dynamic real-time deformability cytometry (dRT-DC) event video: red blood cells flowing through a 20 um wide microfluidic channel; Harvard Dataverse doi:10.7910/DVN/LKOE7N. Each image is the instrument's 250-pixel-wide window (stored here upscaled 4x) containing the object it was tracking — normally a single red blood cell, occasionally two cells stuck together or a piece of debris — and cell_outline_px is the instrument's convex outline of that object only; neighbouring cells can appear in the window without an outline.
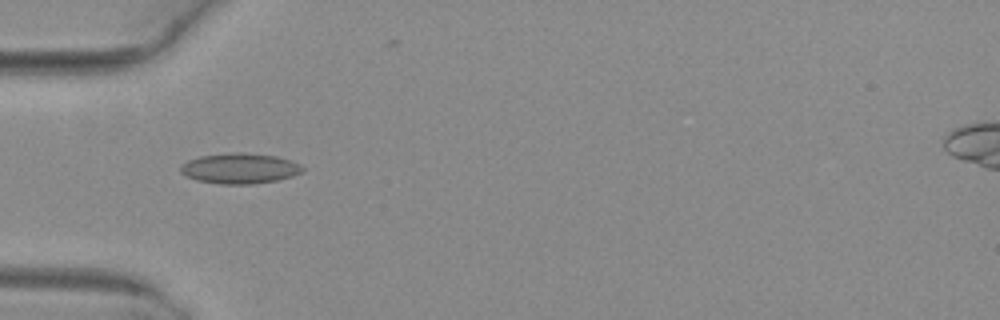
{"species": "common noctule bat (a hibernating species)", "species_latin": "Nyctalus noctula", "temperature_condition": "warm", "stored_images_in_passage": 5, "camera_frame_rate_fps": 3000, "um_per_image_px": 0.085, "animal": {"sex": "female", "body_mass_g": 29.2, "forearm_length_mm": 56.3}, "frame": {"image": 1, "passage_image": 3, "time_ms": 0.667, "image_size_px": [1000, 320], "cell_outline_px": [[304, 172], [292, 176], [276, 180], [252, 184], [220, 184], [196, 180], [180, 172], [180, 164], [188, 160], [200, 156], [232, 152], [240, 152], [276, 156], [300, 164], [304, 168]], "centroid_in_image_um": [20.36, 14.31], "position_along_channel_um": 64.6, "area_um2": 21.62}}
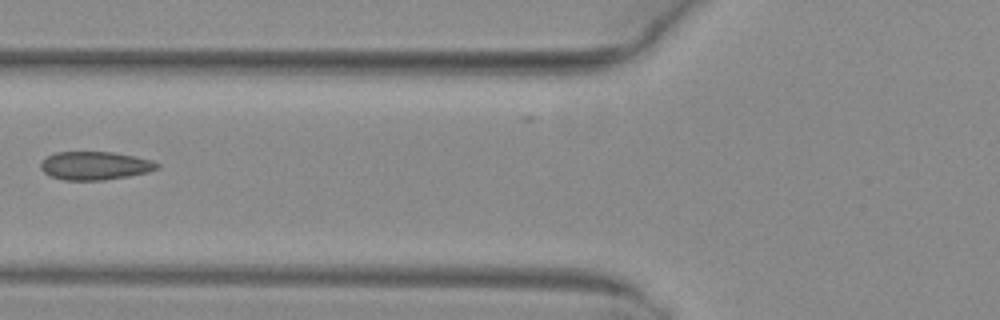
{"frame": {"image": 2, "passage_image": 4, "time_ms": 1.0, "image_size_px": [1000, 320], "cell_outline_px": [[160, 168], [148, 172], [128, 176], [104, 180], [64, 180], [52, 176], [44, 172], [40, 168], [40, 160], [56, 152], [112, 152], [152, 160], [160, 164]], "centroid_in_image_um": [8.07, 14.08], "position_along_channel_um": 117.7, "area_um2": 19.19}}
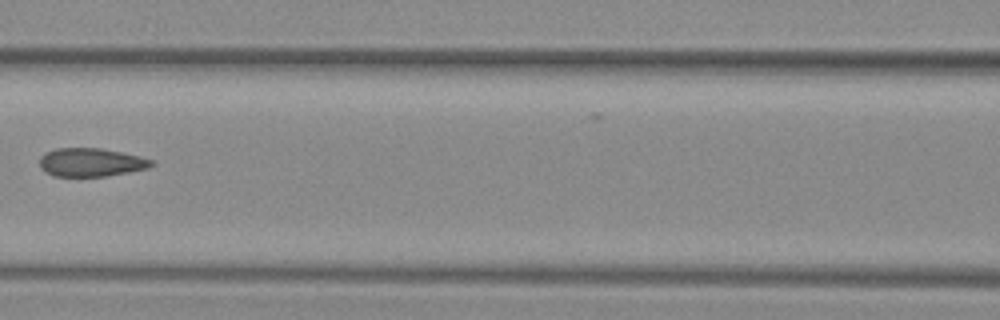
{"frame": {"image": 3, "passage_image": 5, "time_ms": 1.333, "image_size_px": [1000, 320], "cell_outline_px": [[156, 164], [148, 168], [128, 172], [104, 176], [52, 176], [44, 172], [40, 168], [40, 156], [44, 152], [56, 148], [100, 148], [140, 156], [152, 160]], "centroid_in_image_um": [7.7, 13.79], "position_along_channel_um": 158.9, "area_um2": 18.61}}